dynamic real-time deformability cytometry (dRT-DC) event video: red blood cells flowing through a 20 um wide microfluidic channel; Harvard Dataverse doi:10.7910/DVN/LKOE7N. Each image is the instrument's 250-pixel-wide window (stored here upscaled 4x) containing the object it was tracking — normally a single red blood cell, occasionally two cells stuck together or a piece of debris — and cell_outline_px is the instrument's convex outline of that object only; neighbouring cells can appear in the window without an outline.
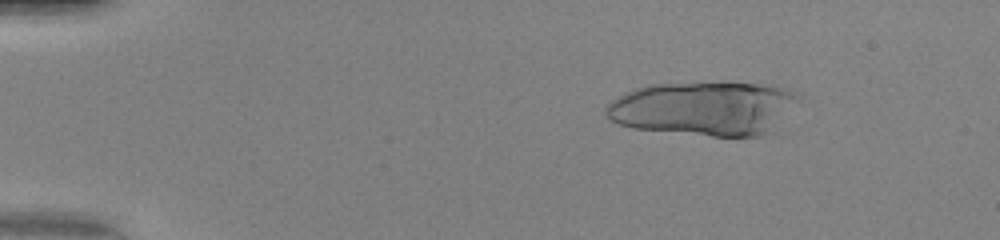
{"species": "human", "species_latin": "Homo sapiens", "temperature_condition": "warm", "stored_images_in_passage": 39, "camera_frame_rate_fps": 3000, "um_per_image_px": 0.085, "donor": {"sex": "female"}, "frame": {"image": 1, "passage_image": 8, "time_ms": 2.333, "image_size_px": [1000, 240], "cell_outline_px": [[800, 96], [776, 132], [760, 136], [712, 136], [632, 128], [620, 124], [612, 120], [604, 112], [604, 108], [612, 100], [624, 92], [648, 84], [704, 80], [720, 80], [760, 84], [784, 88]], "centroid_in_image_um": [59.85, 9.18], "position_along_channel_um": 25.1, "area_um2": 62.14}}